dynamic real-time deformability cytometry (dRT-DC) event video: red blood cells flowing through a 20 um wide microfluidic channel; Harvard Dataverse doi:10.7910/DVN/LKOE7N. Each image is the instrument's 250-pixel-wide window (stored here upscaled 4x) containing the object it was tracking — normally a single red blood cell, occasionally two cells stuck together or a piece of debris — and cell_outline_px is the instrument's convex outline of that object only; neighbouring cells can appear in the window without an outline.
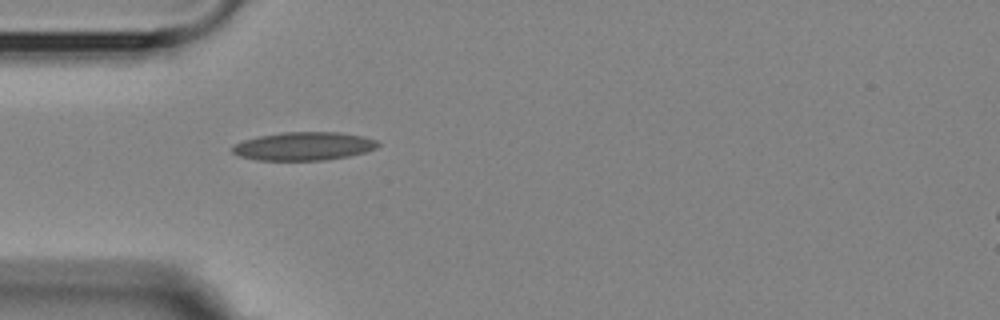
{"species": "Egyptian fruit bat (a non-hibernating species)", "species_latin": "Rousettus aegyptiacus", "temperature_condition": "room temperature", "stored_images_in_passage": 4, "camera_frame_rate_fps": 3000, "um_per_image_px": 0.085, "animal": {"sex": "female"}, "frame": {"image": 1, "passage_image": 4, "time_ms": 4.333, "image_size_px": [1000, 320], "cell_outline_px": [[380, 144], [376, 148], [364, 152], [348, 156], [324, 160], [256, 160], [240, 156], [232, 152], [232, 144], [244, 140], [260, 136], [280, 132], [340, 132], [364, 136], [376, 140]], "centroid_in_image_um": [25.81, 12.42], "position_along_channel_um": 59.2, "area_um2": 24.04}}